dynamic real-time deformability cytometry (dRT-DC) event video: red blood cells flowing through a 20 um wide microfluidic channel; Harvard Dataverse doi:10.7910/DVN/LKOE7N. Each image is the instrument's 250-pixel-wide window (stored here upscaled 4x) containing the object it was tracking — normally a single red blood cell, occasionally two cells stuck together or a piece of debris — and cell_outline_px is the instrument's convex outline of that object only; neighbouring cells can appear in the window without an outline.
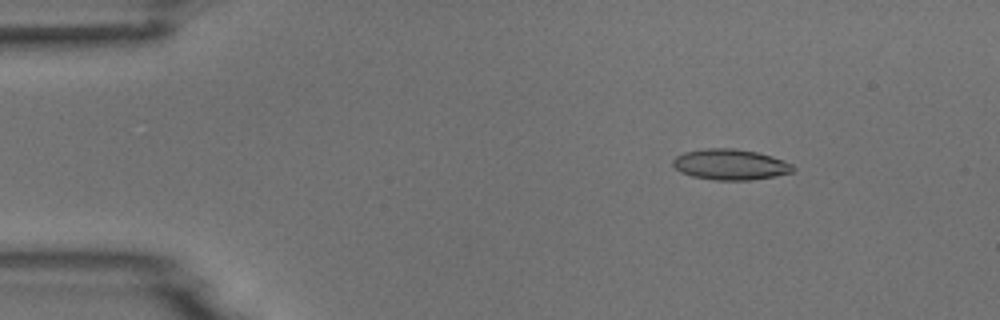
{"species": "common noctule bat (a hibernating species)", "species_latin": "Nyctalus noctula", "temperature_condition": "room temperature", "stored_images_in_passage": 5, "camera_frame_rate_fps": 3000, "um_per_image_px": 0.085, "animal": {"sex": "male", "body_mass_g": 18.8}, "frame": {"image": 1, "passage_image": 3, "time_ms": 2.0, "image_size_px": [1000, 320], "cell_outline_px": [[796, 168], [792, 172], [776, 176], [752, 180], [712, 180], [692, 176], [680, 172], [672, 164], [672, 160], [676, 156], [684, 152], [704, 148], [736, 148], [756, 152], [772, 156], [784, 160], [792, 164]], "centroid_in_image_um": [62.08, 13.98], "position_along_channel_um": 22.9, "area_um2": 21.73}}